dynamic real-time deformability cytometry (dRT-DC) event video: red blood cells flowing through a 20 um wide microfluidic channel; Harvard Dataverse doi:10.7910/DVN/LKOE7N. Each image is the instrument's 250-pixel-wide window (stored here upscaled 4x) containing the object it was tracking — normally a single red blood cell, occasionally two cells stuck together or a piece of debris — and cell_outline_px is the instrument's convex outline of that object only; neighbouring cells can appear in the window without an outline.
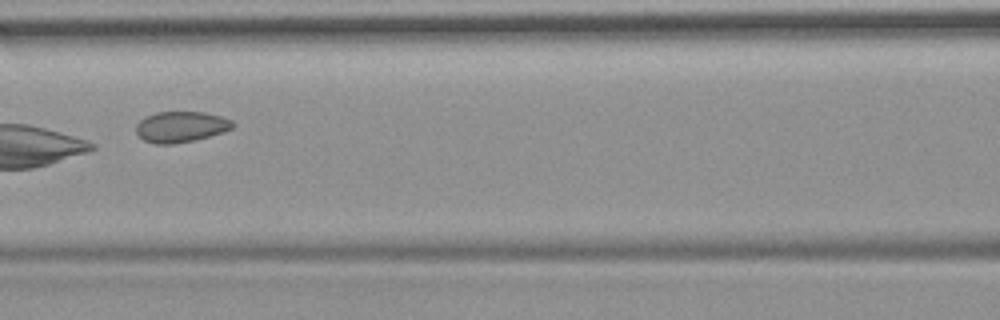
{"species": "common noctule bat (a hibernating species)", "species_latin": "Nyctalus noctula", "temperature_condition": "room temperature", "stored_images_in_passage": 8, "camera_frame_rate_fps": 3000, "um_per_image_px": 0.085, "animal": {"sex": "female", "body_mass_g": 19.9}, "frame": {"image": 1, "passage_image": 6, "time_ms": 6.0, "image_size_px": [1000, 320], "cell_outline_px": [[236, 124], [232, 128], [224, 132], [196, 140], [172, 144], [156, 144], [144, 140], [136, 132], [136, 124], [144, 116], [156, 112], [204, 112], [220, 116], [232, 120]], "centroid_in_image_um": [15.38, 10.78], "position_along_channel_um": 151.2, "area_um2": 17.51}}